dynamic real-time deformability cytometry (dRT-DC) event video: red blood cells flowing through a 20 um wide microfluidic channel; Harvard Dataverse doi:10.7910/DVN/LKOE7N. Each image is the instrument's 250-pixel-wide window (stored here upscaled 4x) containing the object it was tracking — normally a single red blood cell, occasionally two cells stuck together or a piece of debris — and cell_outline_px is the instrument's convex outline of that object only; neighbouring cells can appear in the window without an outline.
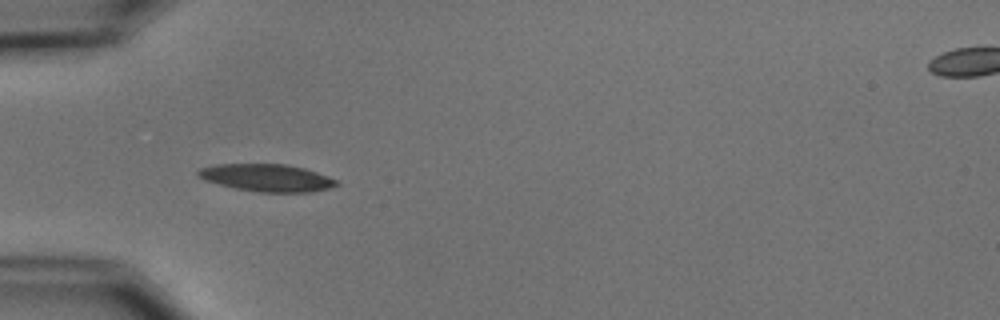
{"species": "common noctule bat (a hibernating species)", "species_latin": "Nyctalus noctula", "temperature_condition": "cold", "stored_images_in_passage": 7, "camera_frame_rate_fps": 3000, "um_per_image_px": 0.085, "animal": {"sex": "male", "body_mass_g": 15.6}, "frame": {"image": 1, "passage_image": 4, "time_ms": 3.333, "image_size_px": [1000, 320], "cell_outline_px": [[340, 184], [328, 188], [312, 192], [260, 192], [236, 188], [204, 180], [196, 176], [196, 172], [200, 168], [212, 164], [284, 164], [304, 168], [328, 176], [336, 180]], "centroid_in_image_um": [22.65, 15.1], "position_along_channel_um": 62.3, "area_um2": 22.02}}